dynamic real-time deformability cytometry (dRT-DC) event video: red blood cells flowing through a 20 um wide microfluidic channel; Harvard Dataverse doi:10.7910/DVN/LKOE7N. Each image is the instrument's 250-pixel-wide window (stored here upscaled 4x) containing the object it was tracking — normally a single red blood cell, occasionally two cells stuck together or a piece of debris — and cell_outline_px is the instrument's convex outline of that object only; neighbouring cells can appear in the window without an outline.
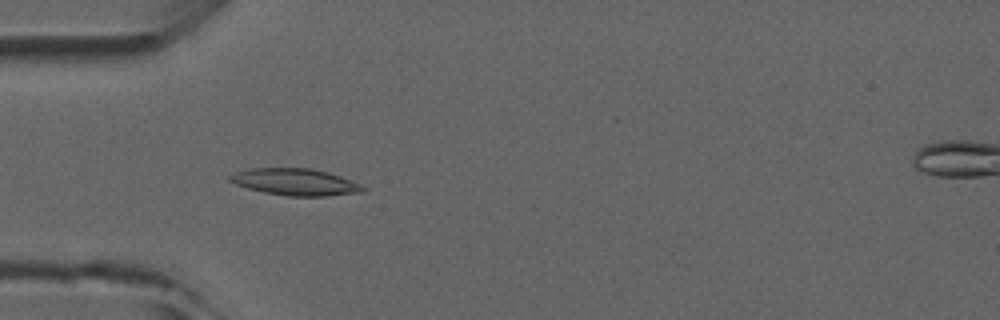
{"species": "common noctule bat (a hibernating species)", "species_latin": "Nyctalus noctula", "temperature_condition": "room temperature", "stored_images_in_passage": 7, "camera_frame_rate_fps": 3000, "um_per_image_px": 0.085, "animal": {"sex": "male", "forearm_length_mm": 52.5}, "frame": {"image": 1, "passage_image": 4, "time_ms": 3.667, "image_size_px": [1000, 320], "cell_outline_px": [[364, 192], [328, 196], [288, 196], [264, 192], [248, 188], [236, 184], [228, 180], [228, 176], [236, 172], [248, 168], [308, 168], [328, 172], [340, 176], [360, 184], [364, 188]], "centroid_in_image_um": [25.08, 15.47], "position_along_channel_um": 59.9, "area_um2": 20.69}}
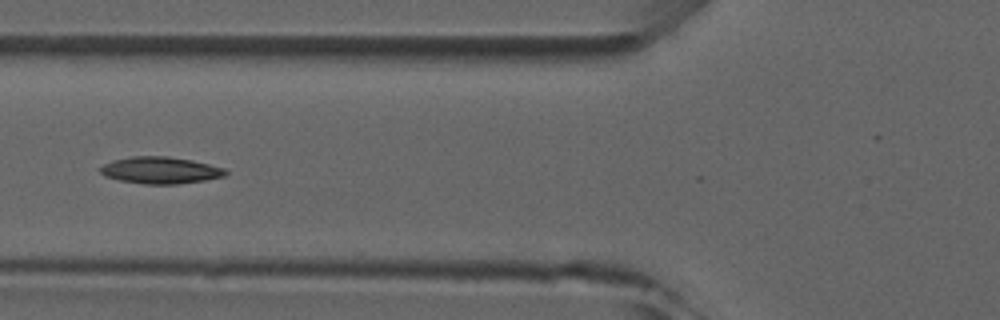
{"frame": {"image": 2, "passage_image": 5, "time_ms": 5.0, "image_size_px": [1000, 320], "cell_outline_px": [[228, 172], [224, 176], [204, 180], [176, 184], [144, 184], [120, 180], [104, 176], [96, 168], [112, 160], [132, 156], [168, 156], [192, 160], [224, 168]], "centroid_in_image_um": [13.58, 14.46], "position_along_channel_um": 112.2, "area_um2": 19.59}}
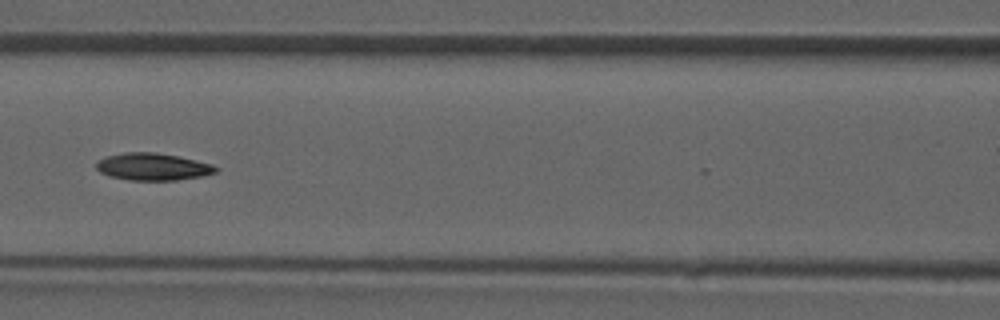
{"frame": {"image": 3, "passage_image": 6, "time_ms": 6.0, "image_size_px": [1000, 320], "cell_outline_px": [[220, 168], [216, 172], [204, 176], [176, 180], [128, 180], [108, 176], [100, 172], [96, 168], [96, 164], [100, 160], [108, 156], [128, 152], [156, 152], [196, 160], [212, 164]], "centroid_in_image_um": [13.02, 14.18], "position_along_channel_um": 153.6, "area_um2": 18.9}}